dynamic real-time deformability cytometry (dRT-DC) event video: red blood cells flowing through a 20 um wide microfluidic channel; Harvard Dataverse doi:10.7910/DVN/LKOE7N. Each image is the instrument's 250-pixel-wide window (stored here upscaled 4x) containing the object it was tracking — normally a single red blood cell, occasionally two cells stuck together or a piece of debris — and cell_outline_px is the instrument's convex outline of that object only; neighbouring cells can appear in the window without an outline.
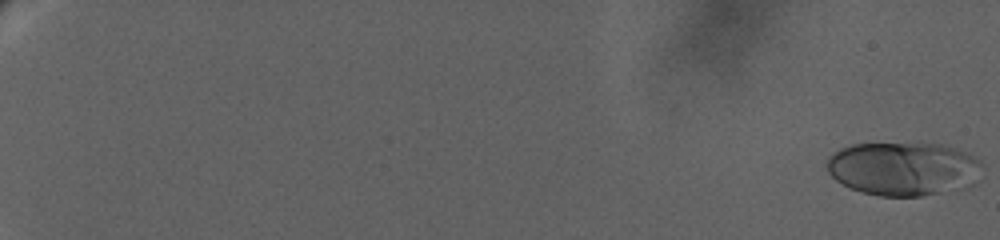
{"species": "human", "species_latin": "Homo sapiens", "temperature_condition": "warm", "stored_images_in_passage": 23, "camera_frame_rate_fps": 3000, "um_per_image_px": 0.085, "donor": {"sex": "female"}, "frame": {"image": 1, "passage_image": 1, "time_ms": 0.0, "image_size_px": [1000, 240], "cell_outline_px": [[984, 164], [976, 184], [964, 188], [924, 196], [880, 196], [864, 192], [852, 188], [836, 180], [828, 172], [828, 160], [840, 148], [852, 144], [916, 140], [940, 144], [968, 152], [980, 160]], "centroid_in_image_um": [76.88, 14.29], "position_along_channel_um": 8.1, "area_um2": 49.88}}
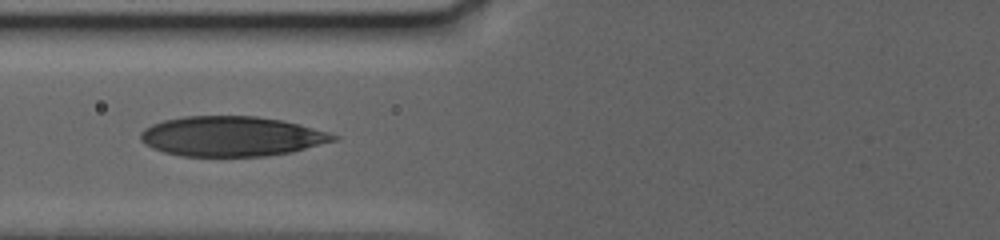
{"frame": {"image": 2, "passage_image": 20, "time_ms": 11.667, "image_size_px": [1000, 240], "cell_outline_px": [[340, 136], [336, 140], [292, 152], [268, 156], [180, 156], [164, 152], [152, 148], [144, 144], [140, 140], [140, 132], [144, 128], [152, 124], [164, 120], [184, 116], [256, 116], [280, 120], [328, 132]], "centroid_in_image_um": [19.63, 11.59], "position_along_channel_um": 106.2, "area_um2": 44.85}}
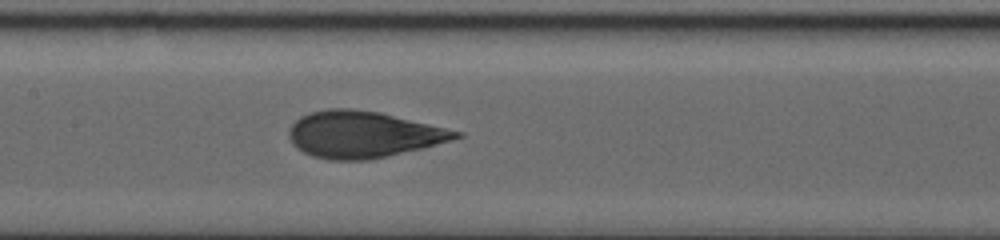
{"frame": {"image": 3, "passage_image": 23, "time_ms": 14.0, "image_size_px": [1000, 240], "cell_outline_px": [[464, 136], [452, 140], [424, 148], [368, 160], [328, 160], [312, 156], [296, 148], [292, 144], [288, 136], [288, 128], [300, 116], [312, 112], [328, 108], [352, 108], [380, 112], [464, 132]], "centroid_in_image_um": [30.86, 11.43], "position_along_channel_um": 176.5, "area_um2": 45.55}}